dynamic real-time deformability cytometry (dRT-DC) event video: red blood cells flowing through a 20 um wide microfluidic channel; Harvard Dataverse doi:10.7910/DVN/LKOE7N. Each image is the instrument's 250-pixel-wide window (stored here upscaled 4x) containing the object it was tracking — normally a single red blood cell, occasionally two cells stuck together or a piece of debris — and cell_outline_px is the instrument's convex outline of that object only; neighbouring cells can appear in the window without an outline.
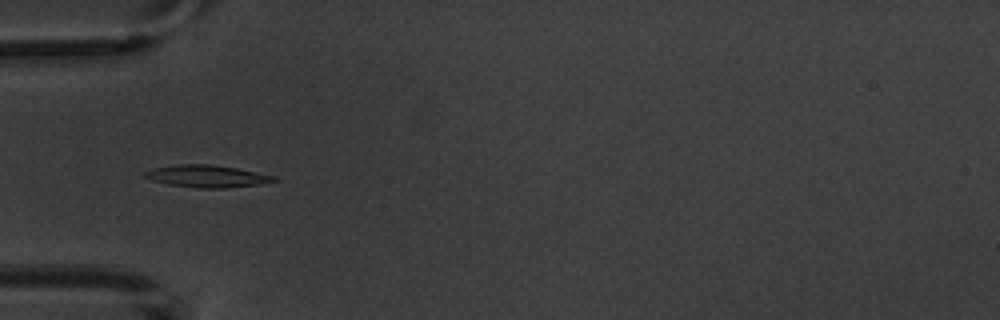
{"species": "common noctule bat (a hibernating species)", "species_latin": "Nyctalus noctula", "temperature_condition": "warm", "stored_images_in_passage": 6, "camera_frame_rate_fps": 3000, "um_per_image_px": 0.085, "animal": {"sex": "male", "body_mass_g": 20.1, "forearm_length_mm": 53.5}, "frame": {"image": 1, "passage_image": 5, "time_ms": 4.333, "image_size_px": [1000, 320], "cell_outline_px": [[280, 180], [260, 184], [224, 188], [200, 188], [168, 184], [152, 180], [144, 176], [144, 172], [152, 168], [180, 164], [212, 164], [236, 168], [276, 176]], "centroid_in_image_um": [17.61, 14.97], "position_along_channel_um": 67.4, "area_um2": 16.65}}